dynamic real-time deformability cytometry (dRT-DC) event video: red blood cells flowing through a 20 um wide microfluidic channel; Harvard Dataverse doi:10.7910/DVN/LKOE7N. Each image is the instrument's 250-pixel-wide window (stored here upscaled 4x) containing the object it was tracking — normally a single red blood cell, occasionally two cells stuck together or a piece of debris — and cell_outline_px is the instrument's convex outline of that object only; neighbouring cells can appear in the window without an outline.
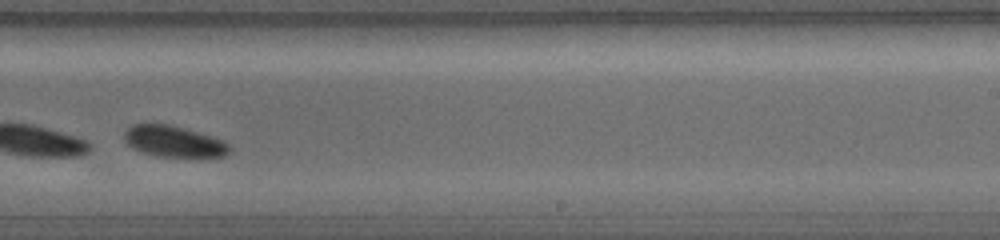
{"species": "common noctule bat (a hibernating species)", "species_latin": "Nyctalus noctula", "temperature_condition": "warm", "stored_images_in_passage": 25, "camera_frame_rate_fps": 5000, "um_per_image_px": 0.085, "animal": {"sex": "female", "body_mass_g": 19.0, "forearm_length_mm": 56.7}, "frame": {"image": 1, "passage_image": 15, "time_ms": 3.6, "image_size_px": [1000, 240], "cell_outline_px": [[228, 152], [224, 156], [160, 156], [144, 152], [128, 144], [128, 128], [136, 124], [164, 124], [180, 128], [208, 136], [220, 140], [228, 148]], "centroid_in_image_um": [14.76, 12.03], "position_along_channel_um": 274.2, "area_um2": 17.57}}